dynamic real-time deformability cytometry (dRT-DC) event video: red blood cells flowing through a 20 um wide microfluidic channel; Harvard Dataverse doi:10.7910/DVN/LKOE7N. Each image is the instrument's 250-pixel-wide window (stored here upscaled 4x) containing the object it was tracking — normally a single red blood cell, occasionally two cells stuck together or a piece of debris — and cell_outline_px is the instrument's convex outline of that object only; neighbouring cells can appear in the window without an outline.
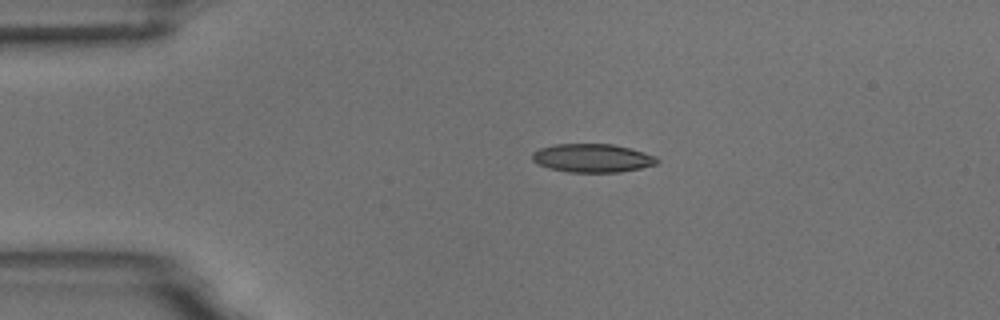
{"species": "common noctule bat (a hibernating species)", "species_latin": "Nyctalus noctula", "temperature_condition": "room temperature", "stored_images_in_passage": 4, "camera_frame_rate_fps": 3000, "um_per_image_px": 0.085, "animal": {"sex": "male", "body_mass_g": 18.8}, "frame": {"image": 1, "passage_image": 3, "time_ms": 2.333, "image_size_px": [1000, 320], "cell_outline_px": [[660, 160], [656, 164], [640, 168], [620, 172], [568, 172], [548, 168], [532, 160], [532, 152], [540, 148], [556, 144], [612, 144], [632, 148], [656, 156]], "centroid_in_image_um": [50.37, 13.43], "position_along_channel_um": 34.6, "area_um2": 20.75}}